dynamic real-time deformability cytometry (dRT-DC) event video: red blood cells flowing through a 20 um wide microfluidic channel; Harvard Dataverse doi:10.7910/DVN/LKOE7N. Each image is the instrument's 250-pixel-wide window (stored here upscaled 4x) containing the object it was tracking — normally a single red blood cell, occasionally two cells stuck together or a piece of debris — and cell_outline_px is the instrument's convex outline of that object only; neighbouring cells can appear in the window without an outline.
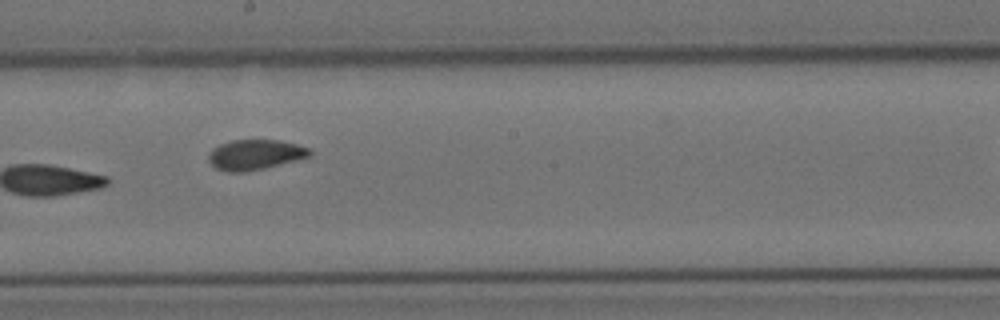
{"species": "Egyptian fruit bat (a non-hibernating species)", "species_latin": "Rousettus aegyptiacus", "temperature_condition": "cold", "stored_images_in_passage": 17, "camera_frame_rate_fps": 3000, "um_per_image_px": 0.085, "animal": {"sex": "female"}, "frame": {"image": 1, "passage_image": 9, "time_ms": 9.333, "image_size_px": [1000, 320], "cell_outline_px": [[312, 156], [264, 168], [244, 172], [228, 172], [216, 168], [208, 160], [208, 156], [212, 148], [220, 144], [232, 140], [280, 140], [296, 144], [308, 148], [312, 152]], "centroid_in_image_um": [21.68, 13.14], "position_along_channel_um": 226.5, "area_um2": 17.74}}
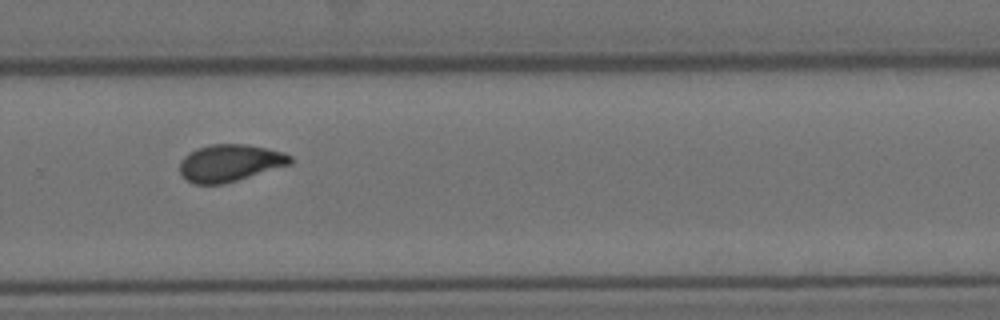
{"frame": {"image": 2, "passage_image": 12, "time_ms": 13.667, "image_size_px": [1000, 320], "cell_outline_px": [[292, 164], [224, 184], [196, 184], [188, 180], [180, 172], [180, 160], [188, 152], [196, 148], [212, 144], [244, 144], [268, 148], [284, 152], [292, 156]], "centroid_in_image_um": [19.56, 13.84], "position_along_channel_um": 310.2, "area_um2": 23.99}}
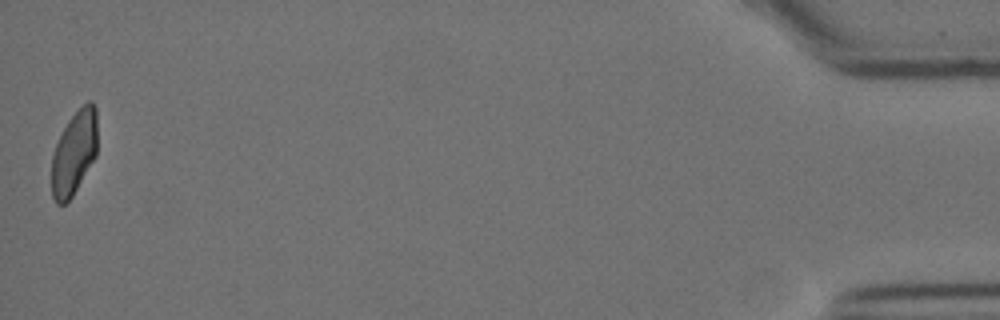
{"frame": {"image": 3, "passage_image": 17, "time_ms": 19.667, "image_size_px": [1000, 320], "cell_outline_px": [[96, 156], [72, 196], [64, 204], [56, 204], [52, 196], [52, 156], [56, 144], [68, 120], [88, 100], [92, 100], [96, 108]], "centroid_in_image_um": [6.3, 12.99], "position_along_channel_um": 428.9, "area_um2": 22.08}, "authors_computed_cell_mechanics": {"area_um2": 21.097, "velocity_mm_per_s": 3.5351, "shape_relaxation_time_tau1_ms": 7.049, "shape_relaxation_time_tau2_ms": 1.4594, "deformation_change_tau1": 0.1419, "deformation_change_tau2": 0.0608}}